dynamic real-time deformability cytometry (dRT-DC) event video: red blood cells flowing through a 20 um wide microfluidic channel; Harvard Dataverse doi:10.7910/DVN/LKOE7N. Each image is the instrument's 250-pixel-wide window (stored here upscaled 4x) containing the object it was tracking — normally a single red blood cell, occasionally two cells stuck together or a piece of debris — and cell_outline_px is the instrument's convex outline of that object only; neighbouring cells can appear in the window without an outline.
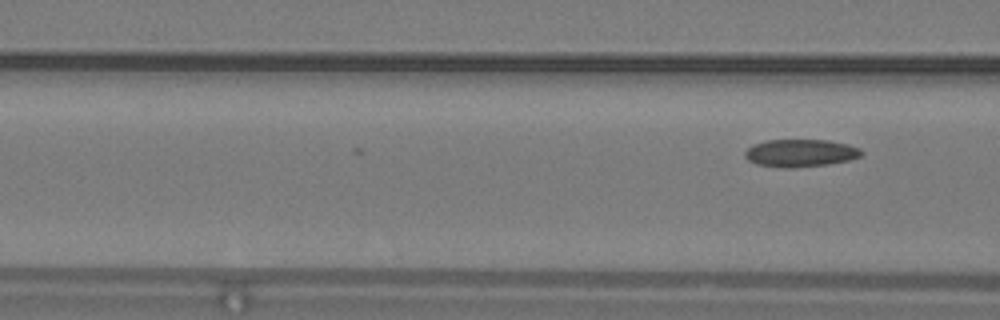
{"species": "common noctule bat (a hibernating species)", "species_latin": "Nyctalus noctula", "temperature_condition": "warm", "stored_images_in_passage": 17, "camera_frame_rate_fps": 3000, "um_per_image_px": 0.085, "animal": {"sex": "male", "body_mass_g": 19.2, "forearm_length_mm": 51.8}, "frame": {"image": 1, "passage_image": 17, "time_ms": 5.333, "image_size_px": [1000, 320], "cell_outline_px": [[864, 152], [860, 156], [848, 160], [828, 164], [792, 168], [780, 168], [756, 164], [748, 160], [744, 156], [744, 152], [752, 144], [764, 140], [828, 140], [848, 144], [860, 148]], "centroid_in_image_um": [68.01, 13.01], "position_along_channel_um": 98.6, "area_um2": 18.9}}